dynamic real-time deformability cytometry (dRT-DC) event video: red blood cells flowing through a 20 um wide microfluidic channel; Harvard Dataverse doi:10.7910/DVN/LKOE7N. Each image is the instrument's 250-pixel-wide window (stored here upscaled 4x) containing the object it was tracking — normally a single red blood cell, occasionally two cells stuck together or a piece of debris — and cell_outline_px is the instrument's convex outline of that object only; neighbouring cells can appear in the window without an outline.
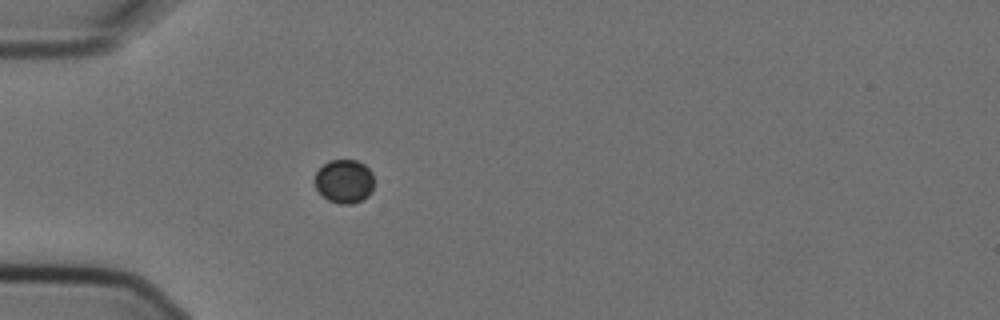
{"species": "Egyptian fruit bat (a non-hibernating species)", "species_latin": "Rousettus aegyptiacus", "temperature_condition": "cold", "stored_images_in_passage": 5, "camera_frame_rate_fps": 3000, "um_per_image_px": 0.085, "animal": {"sex": "female"}, "frame": {"image": 1, "passage_image": 5, "time_ms": 1.333, "image_size_px": [1000, 320], "cell_outline_px": [[372, 192], [368, 196], [352, 204], [340, 204], [328, 200], [316, 188], [312, 180], [316, 172], [328, 160], [356, 160], [364, 164], [372, 172]], "centroid_in_image_um": [29.23, 15.4], "position_along_channel_um": 55.8, "area_um2": 15.14}}